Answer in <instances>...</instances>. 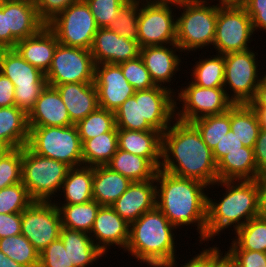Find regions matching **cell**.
I'll return each mask as SVG.
<instances>
[{
  "label": "cell",
  "instance_id": "obj_29",
  "mask_svg": "<svg viewBox=\"0 0 266 267\" xmlns=\"http://www.w3.org/2000/svg\"><path fill=\"white\" fill-rule=\"evenodd\" d=\"M218 180H256L260 176L253 148L229 152L217 163Z\"/></svg>",
  "mask_w": 266,
  "mask_h": 267
},
{
  "label": "cell",
  "instance_id": "obj_37",
  "mask_svg": "<svg viewBox=\"0 0 266 267\" xmlns=\"http://www.w3.org/2000/svg\"><path fill=\"white\" fill-rule=\"evenodd\" d=\"M212 56L195 62L196 65L193 66V70L191 69L193 84L205 88L224 87V56L221 54Z\"/></svg>",
  "mask_w": 266,
  "mask_h": 267
},
{
  "label": "cell",
  "instance_id": "obj_5",
  "mask_svg": "<svg viewBox=\"0 0 266 267\" xmlns=\"http://www.w3.org/2000/svg\"><path fill=\"white\" fill-rule=\"evenodd\" d=\"M175 229L177 228L155 207L130 223L125 252L143 264L171 262L177 259L176 237L173 233H176Z\"/></svg>",
  "mask_w": 266,
  "mask_h": 267
},
{
  "label": "cell",
  "instance_id": "obj_21",
  "mask_svg": "<svg viewBox=\"0 0 266 267\" xmlns=\"http://www.w3.org/2000/svg\"><path fill=\"white\" fill-rule=\"evenodd\" d=\"M110 206L129 224L136 221L143 213L156 207L155 177L151 180L132 182Z\"/></svg>",
  "mask_w": 266,
  "mask_h": 267
},
{
  "label": "cell",
  "instance_id": "obj_4",
  "mask_svg": "<svg viewBox=\"0 0 266 267\" xmlns=\"http://www.w3.org/2000/svg\"><path fill=\"white\" fill-rule=\"evenodd\" d=\"M154 86L136 91L114 112L116 127L126 130H157L162 134L175 120L176 92Z\"/></svg>",
  "mask_w": 266,
  "mask_h": 267
},
{
  "label": "cell",
  "instance_id": "obj_15",
  "mask_svg": "<svg viewBox=\"0 0 266 267\" xmlns=\"http://www.w3.org/2000/svg\"><path fill=\"white\" fill-rule=\"evenodd\" d=\"M61 229L60 213L53 201H33L21 213V234L39 253L60 238Z\"/></svg>",
  "mask_w": 266,
  "mask_h": 267
},
{
  "label": "cell",
  "instance_id": "obj_19",
  "mask_svg": "<svg viewBox=\"0 0 266 267\" xmlns=\"http://www.w3.org/2000/svg\"><path fill=\"white\" fill-rule=\"evenodd\" d=\"M129 229L130 224L111 206L101 205L89 235L95 245L106 254L111 246H117L125 251L129 240Z\"/></svg>",
  "mask_w": 266,
  "mask_h": 267
},
{
  "label": "cell",
  "instance_id": "obj_40",
  "mask_svg": "<svg viewBox=\"0 0 266 267\" xmlns=\"http://www.w3.org/2000/svg\"><path fill=\"white\" fill-rule=\"evenodd\" d=\"M203 141L213 151L230 129V109L218 115L205 116L191 122Z\"/></svg>",
  "mask_w": 266,
  "mask_h": 267
},
{
  "label": "cell",
  "instance_id": "obj_25",
  "mask_svg": "<svg viewBox=\"0 0 266 267\" xmlns=\"http://www.w3.org/2000/svg\"><path fill=\"white\" fill-rule=\"evenodd\" d=\"M58 44L56 35L45 25L36 35L18 41L14 49L28 63L46 74Z\"/></svg>",
  "mask_w": 266,
  "mask_h": 267
},
{
  "label": "cell",
  "instance_id": "obj_66",
  "mask_svg": "<svg viewBox=\"0 0 266 267\" xmlns=\"http://www.w3.org/2000/svg\"><path fill=\"white\" fill-rule=\"evenodd\" d=\"M264 73V74H263ZM266 72H262V81L266 84Z\"/></svg>",
  "mask_w": 266,
  "mask_h": 267
},
{
  "label": "cell",
  "instance_id": "obj_20",
  "mask_svg": "<svg viewBox=\"0 0 266 267\" xmlns=\"http://www.w3.org/2000/svg\"><path fill=\"white\" fill-rule=\"evenodd\" d=\"M176 51L182 52L176 43L140 48V57L149 71L152 81L155 85L162 87L169 83L167 88L172 91L174 89L170 88V83L175 79L173 75L175 76L176 72L181 71L179 65L182 63L181 57L176 54ZM164 84L165 86H163Z\"/></svg>",
  "mask_w": 266,
  "mask_h": 267
},
{
  "label": "cell",
  "instance_id": "obj_61",
  "mask_svg": "<svg viewBox=\"0 0 266 267\" xmlns=\"http://www.w3.org/2000/svg\"><path fill=\"white\" fill-rule=\"evenodd\" d=\"M261 129H266V109H255Z\"/></svg>",
  "mask_w": 266,
  "mask_h": 267
},
{
  "label": "cell",
  "instance_id": "obj_26",
  "mask_svg": "<svg viewBox=\"0 0 266 267\" xmlns=\"http://www.w3.org/2000/svg\"><path fill=\"white\" fill-rule=\"evenodd\" d=\"M53 87L58 90L73 124H77L99 107L94 83H66Z\"/></svg>",
  "mask_w": 266,
  "mask_h": 267
},
{
  "label": "cell",
  "instance_id": "obj_57",
  "mask_svg": "<svg viewBox=\"0 0 266 267\" xmlns=\"http://www.w3.org/2000/svg\"><path fill=\"white\" fill-rule=\"evenodd\" d=\"M258 187L259 216L266 218V175L256 179Z\"/></svg>",
  "mask_w": 266,
  "mask_h": 267
},
{
  "label": "cell",
  "instance_id": "obj_13",
  "mask_svg": "<svg viewBox=\"0 0 266 267\" xmlns=\"http://www.w3.org/2000/svg\"><path fill=\"white\" fill-rule=\"evenodd\" d=\"M255 34L250 16L243 6L217 7L213 47L217 54L245 51Z\"/></svg>",
  "mask_w": 266,
  "mask_h": 267
},
{
  "label": "cell",
  "instance_id": "obj_22",
  "mask_svg": "<svg viewBox=\"0 0 266 267\" xmlns=\"http://www.w3.org/2000/svg\"><path fill=\"white\" fill-rule=\"evenodd\" d=\"M6 22L7 31H11V49L46 25L38 16L35 3L28 0H6Z\"/></svg>",
  "mask_w": 266,
  "mask_h": 267
},
{
  "label": "cell",
  "instance_id": "obj_44",
  "mask_svg": "<svg viewBox=\"0 0 266 267\" xmlns=\"http://www.w3.org/2000/svg\"><path fill=\"white\" fill-rule=\"evenodd\" d=\"M124 77L133 86L134 91L150 89L155 85L140 55L132 60L118 64Z\"/></svg>",
  "mask_w": 266,
  "mask_h": 267
},
{
  "label": "cell",
  "instance_id": "obj_58",
  "mask_svg": "<svg viewBox=\"0 0 266 267\" xmlns=\"http://www.w3.org/2000/svg\"><path fill=\"white\" fill-rule=\"evenodd\" d=\"M254 109H266V84L262 81L254 99L249 103Z\"/></svg>",
  "mask_w": 266,
  "mask_h": 267
},
{
  "label": "cell",
  "instance_id": "obj_34",
  "mask_svg": "<svg viewBox=\"0 0 266 267\" xmlns=\"http://www.w3.org/2000/svg\"><path fill=\"white\" fill-rule=\"evenodd\" d=\"M118 150L117 132H106L82 142L84 166H106Z\"/></svg>",
  "mask_w": 266,
  "mask_h": 267
},
{
  "label": "cell",
  "instance_id": "obj_50",
  "mask_svg": "<svg viewBox=\"0 0 266 267\" xmlns=\"http://www.w3.org/2000/svg\"><path fill=\"white\" fill-rule=\"evenodd\" d=\"M244 151L242 142L235 136L233 131H229L213 150V156L218 163L229 152Z\"/></svg>",
  "mask_w": 266,
  "mask_h": 267
},
{
  "label": "cell",
  "instance_id": "obj_30",
  "mask_svg": "<svg viewBox=\"0 0 266 267\" xmlns=\"http://www.w3.org/2000/svg\"><path fill=\"white\" fill-rule=\"evenodd\" d=\"M28 115L17 106L0 108V141L10 149L22 148L29 141Z\"/></svg>",
  "mask_w": 266,
  "mask_h": 267
},
{
  "label": "cell",
  "instance_id": "obj_2",
  "mask_svg": "<svg viewBox=\"0 0 266 267\" xmlns=\"http://www.w3.org/2000/svg\"><path fill=\"white\" fill-rule=\"evenodd\" d=\"M156 207L168 218L169 222L180 227L194 224L200 236V244L206 241L208 189L204 183L181 178L165 172L156 171ZM206 188V189H205ZM205 189V190H204Z\"/></svg>",
  "mask_w": 266,
  "mask_h": 267
},
{
  "label": "cell",
  "instance_id": "obj_11",
  "mask_svg": "<svg viewBox=\"0 0 266 267\" xmlns=\"http://www.w3.org/2000/svg\"><path fill=\"white\" fill-rule=\"evenodd\" d=\"M46 26L56 35L58 43L90 50L99 29L85 0L71 4Z\"/></svg>",
  "mask_w": 266,
  "mask_h": 267
},
{
  "label": "cell",
  "instance_id": "obj_12",
  "mask_svg": "<svg viewBox=\"0 0 266 267\" xmlns=\"http://www.w3.org/2000/svg\"><path fill=\"white\" fill-rule=\"evenodd\" d=\"M185 87L178 89L175 95V118L183 122L218 115L227 112L234 103L227 97L224 87L205 88L193 84L191 81ZM177 101H179L177 103ZM183 105L178 109V104Z\"/></svg>",
  "mask_w": 266,
  "mask_h": 267
},
{
  "label": "cell",
  "instance_id": "obj_14",
  "mask_svg": "<svg viewBox=\"0 0 266 267\" xmlns=\"http://www.w3.org/2000/svg\"><path fill=\"white\" fill-rule=\"evenodd\" d=\"M95 63L90 50L58 44L45 74L48 85L94 83Z\"/></svg>",
  "mask_w": 266,
  "mask_h": 267
},
{
  "label": "cell",
  "instance_id": "obj_23",
  "mask_svg": "<svg viewBox=\"0 0 266 267\" xmlns=\"http://www.w3.org/2000/svg\"><path fill=\"white\" fill-rule=\"evenodd\" d=\"M70 125H73V123L58 90L47 85L28 113V126L67 127Z\"/></svg>",
  "mask_w": 266,
  "mask_h": 267
},
{
  "label": "cell",
  "instance_id": "obj_36",
  "mask_svg": "<svg viewBox=\"0 0 266 267\" xmlns=\"http://www.w3.org/2000/svg\"><path fill=\"white\" fill-rule=\"evenodd\" d=\"M229 250H249L266 253V218L257 216L236 230Z\"/></svg>",
  "mask_w": 266,
  "mask_h": 267
},
{
  "label": "cell",
  "instance_id": "obj_43",
  "mask_svg": "<svg viewBox=\"0 0 266 267\" xmlns=\"http://www.w3.org/2000/svg\"><path fill=\"white\" fill-rule=\"evenodd\" d=\"M22 182V148L10 149L0 159V190Z\"/></svg>",
  "mask_w": 266,
  "mask_h": 267
},
{
  "label": "cell",
  "instance_id": "obj_18",
  "mask_svg": "<svg viewBox=\"0 0 266 267\" xmlns=\"http://www.w3.org/2000/svg\"><path fill=\"white\" fill-rule=\"evenodd\" d=\"M90 52L95 65L120 64L137 58L140 55V47L137 40L118 35L107 27L97 30Z\"/></svg>",
  "mask_w": 266,
  "mask_h": 267
},
{
  "label": "cell",
  "instance_id": "obj_8",
  "mask_svg": "<svg viewBox=\"0 0 266 267\" xmlns=\"http://www.w3.org/2000/svg\"><path fill=\"white\" fill-rule=\"evenodd\" d=\"M27 146L36 154L65 163L70 168L83 165L82 142L75 124L67 127H29Z\"/></svg>",
  "mask_w": 266,
  "mask_h": 267
},
{
  "label": "cell",
  "instance_id": "obj_3",
  "mask_svg": "<svg viewBox=\"0 0 266 267\" xmlns=\"http://www.w3.org/2000/svg\"><path fill=\"white\" fill-rule=\"evenodd\" d=\"M215 185L226 188V193L218 201L208 197L206 241H213V237L229 227L235 232L259 216L256 180H218Z\"/></svg>",
  "mask_w": 266,
  "mask_h": 267
},
{
  "label": "cell",
  "instance_id": "obj_17",
  "mask_svg": "<svg viewBox=\"0 0 266 267\" xmlns=\"http://www.w3.org/2000/svg\"><path fill=\"white\" fill-rule=\"evenodd\" d=\"M94 84L100 108L115 112L135 91L124 77L118 64L95 65Z\"/></svg>",
  "mask_w": 266,
  "mask_h": 267
},
{
  "label": "cell",
  "instance_id": "obj_54",
  "mask_svg": "<svg viewBox=\"0 0 266 267\" xmlns=\"http://www.w3.org/2000/svg\"><path fill=\"white\" fill-rule=\"evenodd\" d=\"M206 267H235L219 247L206 248Z\"/></svg>",
  "mask_w": 266,
  "mask_h": 267
},
{
  "label": "cell",
  "instance_id": "obj_63",
  "mask_svg": "<svg viewBox=\"0 0 266 267\" xmlns=\"http://www.w3.org/2000/svg\"><path fill=\"white\" fill-rule=\"evenodd\" d=\"M9 150H10V148L5 143H3L2 141H0V159Z\"/></svg>",
  "mask_w": 266,
  "mask_h": 267
},
{
  "label": "cell",
  "instance_id": "obj_59",
  "mask_svg": "<svg viewBox=\"0 0 266 267\" xmlns=\"http://www.w3.org/2000/svg\"><path fill=\"white\" fill-rule=\"evenodd\" d=\"M219 3H216L217 7H240L244 6L246 0H217Z\"/></svg>",
  "mask_w": 266,
  "mask_h": 267
},
{
  "label": "cell",
  "instance_id": "obj_41",
  "mask_svg": "<svg viewBox=\"0 0 266 267\" xmlns=\"http://www.w3.org/2000/svg\"><path fill=\"white\" fill-rule=\"evenodd\" d=\"M140 4L126 1L118 11L116 19L109 29L118 35L137 40Z\"/></svg>",
  "mask_w": 266,
  "mask_h": 267
},
{
  "label": "cell",
  "instance_id": "obj_51",
  "mask_svg": "<svg viewBox=\"0 0 266 267\" xmlns=\"http://www.w3.org/2000/svg\"><path fill=\"white\" fill-rule=\"evenodd\" d=\"M21 234V213L0 214V239Z\"/></svg>",
  "mask_w": 266,
  "mask_h": 267
},
{
  "label": "cell",
  "instance_id": "obj_60",
  "mask_svg": "<svg viewBox=\"0 0 266 267\" xmlns=\"http://www.w3.org/2000/svg\"><path fill=\"white\" fill-rule=\"evenodd\" d=\"M0 267H24L21 264L16 263L11 258H8L1 250H0Z\"/></svg>",
  "mask_w": 266,
  "mask_h": 267
},
{
  "label": "cell",
  "instance_id": "obj_48",
  "mask_svg": "<svg viewBox=\"0 0 266 267\" xmlns=\"http://www.w3.org/2000/svg\"><path fill=\"white\" fill-rule=\"evenodd\" d=\"M78 1L79 0H35L34 3L39 18L47 24L60 12Z\"/></svg>",
  "mask_w": 266,
  "mask_h": 267
},
{
  "label": "cell",
  "instance_id": "obj_56",
  "mask_svg": "<svg viewBox=\"0 0 266 267\" xmlns=\"http://www.w3.org/2000/svg\"><path fill=\"white\" fill-rule=\"evenodd\" d=\"M199 252L200 253L196 254L194 257H191V259L188 260L189 262L187 261L184 265L180 264L181 267H206V248H202V251ZM176 263L177 261L174 259L171 262L162 264V267H177L178 264Z\"/></svg>",
  "mask_w": 266,
  "mask_h": 267
},
{
  "label": "cell",
  "instance_id": "obj_7",
  "mask_svg": "<svg viewBox=\"0 0 266 267\" xmlns=\"http://www.w3.org/2000/svg\"><path fill=\"white\" fill-rule=\"evenodd\" d=\"M69 169L65 163L36 154L27 145L22 147V183L33 201H53Z\"/></svg>",
  "mask_w": 266,
  "mask_h": 267
},
{
  "label": "cell",
  "instance_id": "obj_62",
  "mask_svg": "<svg viewBox=\"0 0 266 267\" xmlns=\"http://www.w3.org/2000/svg\"><path fill=\"white\" fill-rule=\"evenodd\" d=\"M198 1H202V0H157V3H170V4L179 5V4L186 3V2H198Z\"/></svg>",
  "mask_w": 266,
  "mask_h": 267
},
{
  "label": "cell",
  "instance_id": "obj_49",
  "mask_svg": "<svg viewBox=\"0 0 266 267\" xmlns=\"http://www.w3.org/2000/svg\"><path fill=\"white\" fill-rule=\"evenodd\" d=\"M250 16L253 30L266 32V0H246L243 6Z\"/></svg>",
  "mask_w": 266,
  "mask_h": 267
},
{
  "label": "cell",
  "instance_id": "obj_42",
  "mask_svg": "<svg viewBox=\"0 0 266 267\" xmlns=\"http://www.w3.org/2000/svg\"><path fill=\"white\" fill-rule=\"evenodd\" d=\"M32 202L22 182L0 190V214L22 213Z\"/></svg>",
  "mask_w": 266,
  "mask_h": 267
},
{
  "label": "cell",
  "instance_id": "obj_35",
  "mask_svg": "<svg viewBox=\"0 0 266 267\" xmlns=\"http://www.w3.org/2000/svg\"><path fill=\"white\" fill-rule=\"evenodd\" d=\"M54 204L58 207L62 227L86 233H90L101 206L94 200L82 204H62L54 200Z\"/></svg>",
  "mask_w": 266,
  "mask_h": 267
},
{
  "label": "cell",
  "instance_id": "obj_47",
  "mask_svg": "<svg viewBox=\"0 0 266 267\" xmlns=\"http://www.w3.org/2000/svg\"><path fill=\"white\" fill-rule=\"evenodd\" d=\"M225 254L235 267H266V253L249 250H227Z\"/></svg>",
  "mask_w": 266,
  "mask_h": 267
},
{
  "label": "cell",
  "instance_id": "obj_10",
  "mask_svg": "<svg viewBox=\"0 0 266 267\" xmlns=\"http://www.w3.org/2000/svg\"><path fill=\"white\" fill-rule=\"evenodd\" d=\"M255 54L258 55L257 52L254 53L248 49L223 55L225 61L224 89L227 97L234 104H249L254 99L257 88L262 82V75H260L262 71L259 72L258 66L260 65ZM229 92L231 94H228Z\"/></svg>",
  "mask_w": 266,
  "mask_h": 267
},
{
  "label": "cell",
  "instance_id": "obj_45",
  "mask_svg": "<svg viewBox=\"0 0 266 267\" xmlns=\"http://www.w3.org/2000/svg\"><path fill=\"white\" fill-rule=\"evenodd\" d=\"M99 28H107L116 19L126 0H85Z\"/></svg>",
  "mask_w": 266,
  "mask_h": 267
},
{
  "label": "cell",
  "instance_id": "obj_46",
  "mask_svg": "<svg viewBox=\"0 0 266 267\" xmlns=\"http://www.w3.org/2000/svg\"><path fill=\"white\" fill-rule=\"evenodd\" d=\"M39 267H74L60 238L39 253Z\"/></svg>",
  "mask_w": 266,
  "mask_h": 267
},
{
  "label": "cell",
  "instance_id": "obj_24",
  "mask_svg": "<svg viewBox=\"0 0 266 267\" xmlns=\"http://www.w3.org/2000/svg\"><path fill=\"white\" fill-rule=\"evenodd\" d=\"M118 149L146 158L157 170L162 162V133L117 128Z\"/></svg>",
  "mask_w": 266,
  "mask_h": 267
},
{
  "label": "cell",
  "instance_id": "obj_38",
  "mask_svg": "<svg viewBox=\"0 0 266 267\" xmlns=\"http://www.w3.org/2000/svg\"><path fill=\"white\" fill-rule=\"evenodd\" d=\"M0 250L24 267H39V252L22 234L1 238Z\"/></svg>",
  "mask_w": 266,
  "mask_h": 267
},
{
  "label": "cell",
  "instance_id": "obj_33",
  "mask_svg": "<svg viewBox=\"0 0 266 267\" xmlns=\"http://www.w3.org/2000/svg\"><path fill=\"white\" fill-rule=\"evenodd\" d=\"M112 171L134 181H146L155 177L157 169L144 157L118 149L106 165Z\"/></svg>",
  "mask_w": 266,
  "mask_h": 267
},
{
  "label": "cell",
  "instance_id": "obj_6",
  "mask_svg": "<svg viewBox=\"0 0 266 267\" xmlns=\"http://www.w3.org/2000/svg\"><path fill=\"white\" fill-rule=\"evenodd\" d=\"M209 0L179 4L176 23V44L184 53L213 45L216 32L217 6Z\"/></svg>",
  "mask_w": 266,
  "mask_h": 267
},
{
  "label": "cell",
  "instance_id": "obj_53",
  "mask_svg": "<svg viewBox=\"0 0 266 267\" xmlns=\"http://www.w3.org/2000/svg\"><path fill=\"white\" fill-rule=\"evenodd\" d=\"M15 86L0 72V108L15 106Z\"/></svg>",
  "mask_w": 266,
  "mask_h": 267
},
{
  "label": "cell",
  "instance_id": "obj_39",
  "mask_svg": "<svg viewBox=\"0 0 266 267\" xmlns=\"http://www.w3.org/2000/svg\"><path fill=\"white\" fill-rule=\"evenodd\" d=\"M75 125L81 142L106 132H117L115 113L100 107Z\"/></svg>",
  "mask_w": 266,
  "mask_h": 267
},
{
  "label": "cell",
  "instance_id": "obj_64",
  "mask_svg": "<svg viewBox=\"0 0 266 267\" xmlns=\"http://www.w3.org/2000/svg\"><path fill=\"white\" fill-rule=\"evenodd\" d=\"M126 1L138 3V4H142V2H143V4H144V2H145V4L157 3V0H126Z\"/></svg>",
  "mask_w": 266,
  "mask_h": 267
},
{
  "label": "cell",
  "instance_id": "obj_31",
  "mask_svg": "<svg viewBox=\"0 0 266 267\" xmlns=\"http://www.w3.org/2000/svg\"><path fill=\"white\" fill-rule=\"evenodd\" d=\"M92 187L93 167L82 165L70 168L60 189L64 193L63 204H82L93 200Z\"/></svg>",
  "mask_w": 266,
  "mask_h": 267
},
{
  "label": "cell",
  "instance_id": "obj_16",
  "mask_svg": "<svg viewBox=\"0 0 266 267\" xmlns=\"http://www.w3.org/2000/svg\"><path fill=\"white\" fill-rule=\"evenodd\" d=\"M170 3L140 4L138 17L139 47L176 43V13ZM173 13V14H172Z\"/></svg>",
  "mask_w": 266,
  "mask_h": 267
},
{
  "label": "cell",
  "instance_id": "obj_32",
  "mask_svg": "<svg viewBox=\"0 0 266 267\" xmlns=\"http://www.w3.org/2000/svg\"><path fill=\"white\" fill-rule=\"evenodd\" d=\"M230 129L243 146L254 148L261 129L255 109L250 104H234L230 108Z\"/></svg>",
  "mask_w": 266,
  "mask_h": 267
},
{
  "label": "cell",
  "instance_id": "obj_1",
  "mask_svg": "<svg viewBox=\"0 0 266 267\" xmlns=\"http://www.w3.org/2000/svg\"><path fill=\"white\" fill-rule=\"evenodd\" d=\"M174 121L162 134L160 169L212 187L218 181L217 163L213 151L206 145L192 123L177 119Z\"/></svg>",
  "mask_w": 266,
  "mask_h": 267
},
{
  "label": "cell",
  "instance_id": "obj_9",
  "mask_svg": "<svg viewBox=\"0 0 266 267\" xmlns=\"http://www.w3.org/2000/svg\"><path fill=\"white\" fill-rule=\"evenodd\" d=\"M0 72L15 86V106L28 115L48 85L45 74L15 49H0Z\"/></svg>",
  "mask_w": 266,
  "mask_h": 267
},
{
  "label": "cell",
  "instance_id": "obj_27",
  "mask_svg": "<svg viewBox=\"0 0 266 267\" xmlns=\"http://www.w3.org/2000/svg\"><path fill=\"white\" fill-rule=\"evenodd\" d=\"M60 239L68 251L70 264L74 267L93 266L94 262L105 255L95 245L89 233L62 227Z\"/></svg>",
  "mask_w": 266,
  "mask_h": 267
},
{
  "label": "cell",
  "instance_id": "obj_28",
  "mask_svg": "<svg viewBox=\"0 0 266 267\" xmlns=\"http://www.w3.org/2000/svg\"><path fill=\"white\" fill-rule=\"evenodd\" d=\"M132 181L112 171L108 166L93 167V200L100 205L113 204L130 186Z\"/></svg>",
  "mask_w": 266,
  "mask_h": 267
},
{
  "label": "cell",
  "instance_id": "obj_55",
  "mask_svg": "<svg viewBox=\"0 0 266 267\" xmlns=\"http://www.w3.org/2000/svg\"><path fill=\"white\" fill-rule=\"evenodd\" d=\"M0 49H11V31H7L6 0L0 2Z\"/></svg>",
  "mask_w": 266,
  "mask_h": 267
},
{
  "label": "cell",
  "instance_id": "obj_52",
  "mask_svg": "<svg viewBox=\"0 0 266 267\" xmlns=\"http://www.w3.org/2000/svg\"><path fill=\"white\" fill-rule=\"evenodd\" d=\"M253 152L260 176L266 175V129H260Z\"/></svg>",
  "mask_w": 266,
  "mask_h": 267
},
{
  "label": "cell",
  "instance_id": "obj_65",
  "mask_svg": "<svg viewBox=\"0 0 266 267\" xmlns=\"http://www.w3.org/2000/svg\"><path fill=\"white\" fill-rule=\"evenodd\" d=\"M146 265L150 267H162V264L159 263H146Z\"/></svg>",
  "mask_w": 266,
  "mask_h": 267
}]
</instances>
